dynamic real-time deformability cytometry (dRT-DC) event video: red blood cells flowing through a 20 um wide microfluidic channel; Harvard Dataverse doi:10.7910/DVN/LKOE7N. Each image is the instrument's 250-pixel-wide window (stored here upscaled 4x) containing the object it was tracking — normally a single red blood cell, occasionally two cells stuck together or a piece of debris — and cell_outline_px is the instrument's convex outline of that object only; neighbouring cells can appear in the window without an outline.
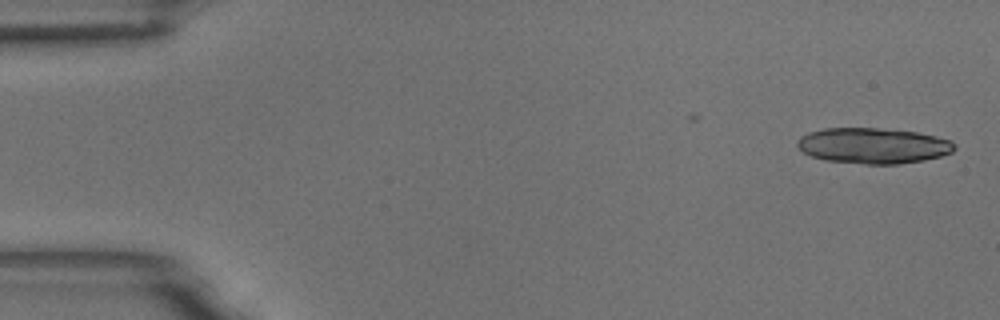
{"species": "common noctule bat (a hibernating species)", "species_latin": "Nyctalus noctula", "temperature_condition": "room temperature", "stored_images_in_passage": 2, "camera_frame_rate_fps": 3000, "um_per_image_px": 0.085, "animal": {"sex": "male", "body_mass_g": 18.8}, "frame": {"image": 1, "passage_image": 2, "time_ms": 0.333, "image_size_px": [1000, 320], "cell_outline_px": [[956, 148], [952, 152], [940, 156], [924, 160], [896, 164], [864, 164], [828, 160], [812, 156], [804, 152], [796, 144], [800, 136], [808, 132], [824, 128], [876, 128], [916, 132], [936, 136], [952, 140], [956, 144]], "centroid_in_image_um": [74.24, 12.38], "position_along_channel_um": 10.8, "area_um2": 32.6}}